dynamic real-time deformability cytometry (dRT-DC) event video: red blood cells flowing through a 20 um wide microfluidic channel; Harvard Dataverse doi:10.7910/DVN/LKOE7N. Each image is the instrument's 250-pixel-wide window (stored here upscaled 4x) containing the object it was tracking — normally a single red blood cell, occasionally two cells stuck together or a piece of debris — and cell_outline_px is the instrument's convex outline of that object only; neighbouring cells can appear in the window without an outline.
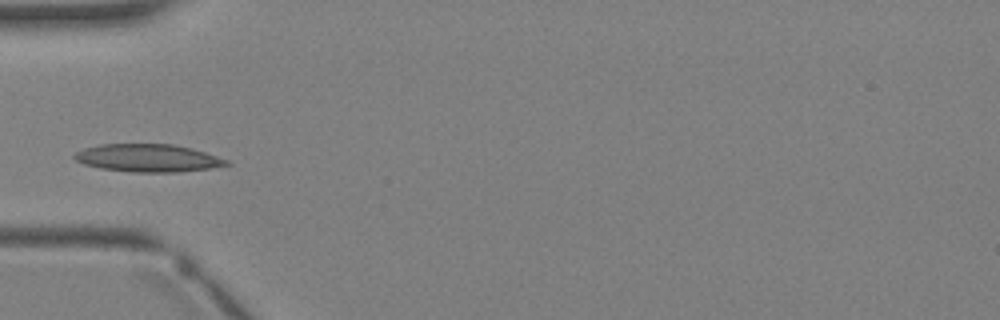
{"species": "Egyptian fruit bat (a non-hibernating species)", "species_latin": "Rousettus aegyptiacus", "temperature_condition": "warm", "stored_images_in_passage": 2, "camera_frame_rate_fps": 3000, "um_per_image_px": 0.085, "animal": {"sex": "female"}, "frame": {"image": 1, "passage_image": 2, "time_ms": 2.0, "image_size_px": [1000, 320], "cell_outline_px": [[232, 164], [208, 168], [176, 172], [132, 172], [100, 168], [84, 164], [76, 160], [72, 156], [76, 152], [84, 148], [100, 144], [172, 144], [192, 148], [228, 160]], "centroid_in_image_um": [12.55, 13.43], "position_along_channel_um": 72.5, "area_um2": 24.45}}